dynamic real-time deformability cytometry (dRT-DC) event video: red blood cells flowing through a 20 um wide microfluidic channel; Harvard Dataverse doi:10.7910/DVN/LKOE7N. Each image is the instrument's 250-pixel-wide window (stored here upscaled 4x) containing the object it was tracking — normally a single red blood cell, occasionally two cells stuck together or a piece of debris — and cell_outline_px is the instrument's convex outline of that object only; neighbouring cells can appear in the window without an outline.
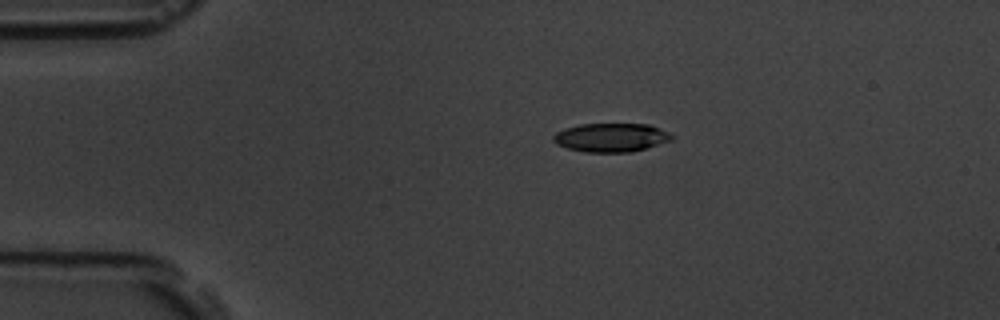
{"species": "common noctule bat (a hibernating species)", "species_latin": "Nyctalus noctula", "temperature_condition": "room temperature", "stored_images_in_passage": 4, "camera_frame_rate_fps": 3000, "um_per_image_px": 0.085, "animal": {"sex": "male", "body_mass_g": 19.5, "forearm_length_mm": 54.6}, "frame": {"image": 1, "passage_image": 1, "time_ms": 0.0, "image_size_px": [1000, 320], "cell_outline_px": [[672, 140], [632, 152], [584, 152], [568, 148], [556, 144], [552, 140], [552, 136], [556, 132], [564, 128], [580, 124], [648, 124], [668, 132], [672, 136]], "centroid_in_image_um": [51.89, 11.69], "position_along_channel_um": 33.1, "area_um2": 19.77}}
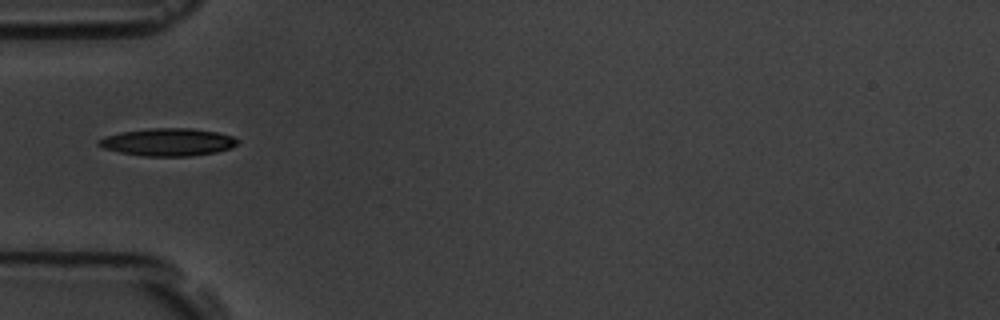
{"frame": {"image": 2, "passage_image": 3, "time_ms": 2.333, "image_size_px": [1000, 320], "cell_outline_px": [[240, 140], [232, 148], [216, 152], [192, 156], [144, 156], [120, 152], [104, 148], [96, 144], [96, 140], [104, 136], [120, 132], [148, 128], [192, 128], [216, 132], [232, 136]], "centroid_in_image_um": [14.26, 12.07], "position_along_channel_um": 70.7, "area_um2": 22.48}}
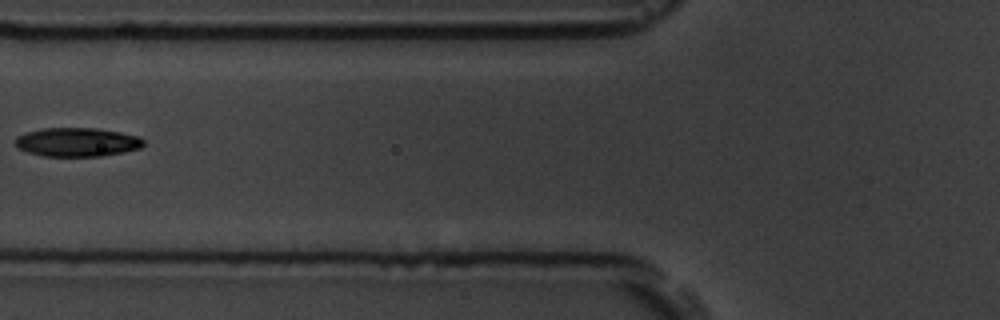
{"frame": {"image": 3, "passage_image": 4, "time_ms": 3.667, "image_size_px": [1000, 320], "cell_outline_px": [[144, 144], [140, 148], [124, 152], [100, 156], [44, 156], [28, 152], [20, 148], [16, 144], [16, 136], [40, 128], [96, 128], [120, 132], [140, 136], [144, 140]], "centroid_in_image_um": [6.59, 12.07], "position_along_channel_um": 119.2, "area_um2": 21.5}}